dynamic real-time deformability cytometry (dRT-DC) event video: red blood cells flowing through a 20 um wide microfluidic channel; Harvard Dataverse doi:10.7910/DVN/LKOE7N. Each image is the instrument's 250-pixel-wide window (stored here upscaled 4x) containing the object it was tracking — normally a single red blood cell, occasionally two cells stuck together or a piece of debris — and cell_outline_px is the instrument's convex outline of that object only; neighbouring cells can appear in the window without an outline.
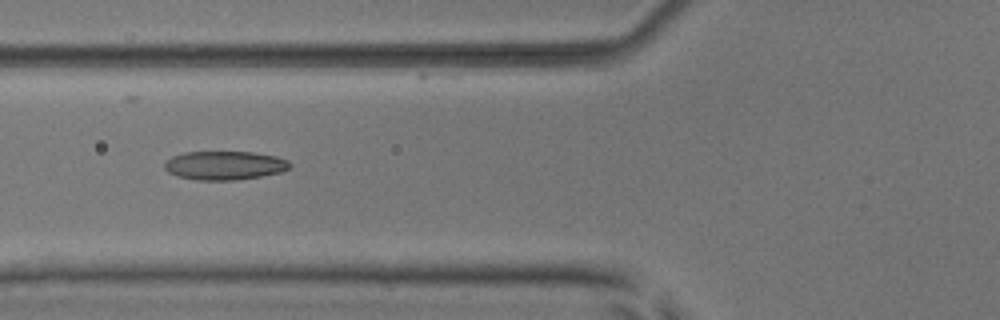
{"species": "common noctule bat (a hibernating species)", "species_latin": "Nyctalus noctula", "temperature_condition": "room temperature", "stored_images_in_passage": 53, "camera_frame_rate_fps": 3000, "um_per_image_px": 0.085, "animal": {"sex": "male", "body_mass_g": 17.9, "forearm_length_mm": 54.2}, "frame": {"image": 1, "passage_image": 21, "time_ms": 6.667, "image_size_px": [1000, 320], "cell_outline_px": [[292, 164], [288, 168], [280, 172], [260, 176], [236, 180], [196, 180], [176, 176], [168, 172], [164, 168], [164, 164], [172, 156], [184, 152], [252, 152], [276, 156], [288, 160]], "centroid_in_image_um": [19.07, 14.06], "position_along_channel_um": 106.7, "area_um2": 20.98}}
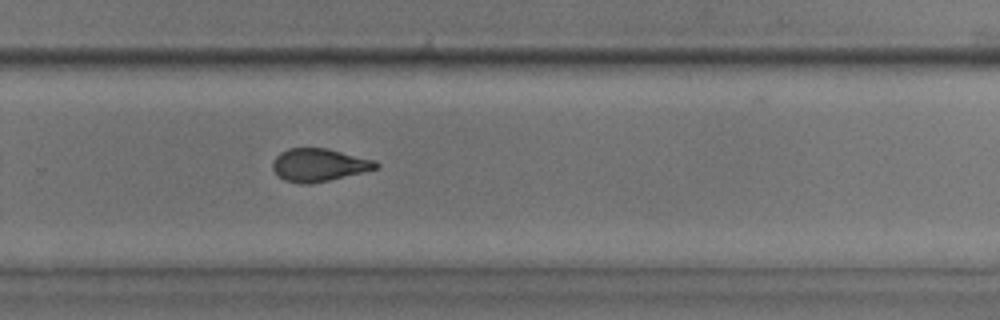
{"frame": {"image": 2, "passage_image": 36, "time_ms": 11.667, "image_size_px": [1000, 320], "cell_outline_px": [[380, 164], [376, 168], [364, 172], [328, 180], [308, 184], [300, 184], [284, 180], [272, 168], [272, 164], [276, 156], [280, 152], [288, 148], [328, 148], [376, 160]], "centroid_in_image_um": [27.12, 14.01], "position_along_channel_um": 302.7, "area_um2": 19.77}}
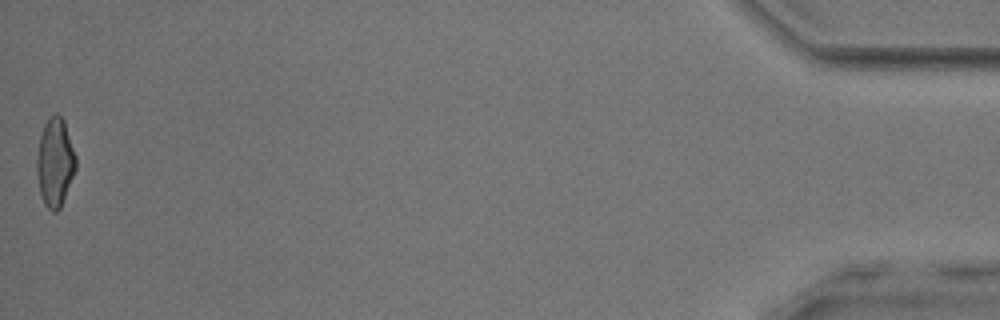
{"frame": {"image": 3, "passage_image": 53, "time_ms": 17.333, "image_size_px": [1000, 320], "cell_outline_px": [[76, 168], [60, 208], [56, 212], [52, 212], [44, 204], [40, 192], [36, 172], [36, 160], [40, 136], [44, 124], [48, 116], [56, 112], [64, 120], [76, 156]], "centroid_in_image_um": [4.67, 13.77], "position_along_channel_um": 430.5, "area_um2": 20.17}, "authors_computed_cell_mechanics": {"area_um2": 20.4612, "velocity_mm_per_s": 3.9353, "shape_relaxation_time_tau1_ms": 8.2424, "shape_relaxation_time_tau2_ms": 2.1382, "deformation_change_tau1": 0.2007, "deformation_change_tau2": 0.0983}}